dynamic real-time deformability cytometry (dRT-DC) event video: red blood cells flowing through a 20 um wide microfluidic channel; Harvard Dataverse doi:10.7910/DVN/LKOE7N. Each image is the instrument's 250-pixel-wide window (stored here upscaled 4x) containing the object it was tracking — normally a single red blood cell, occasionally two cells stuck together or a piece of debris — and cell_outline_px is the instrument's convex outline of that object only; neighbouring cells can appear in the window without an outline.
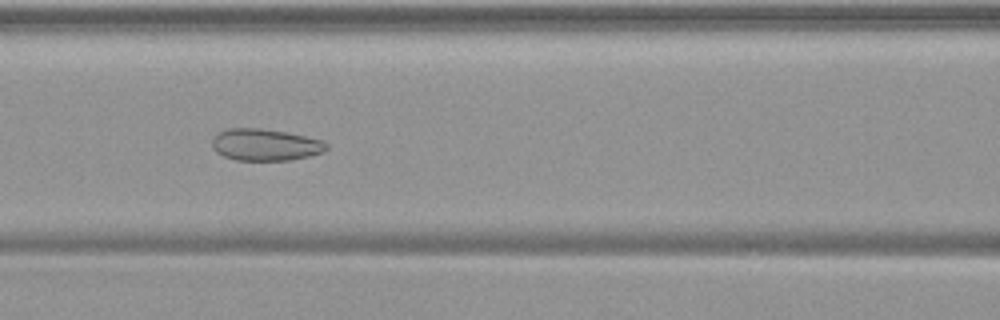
{"species": "common noctule bat (a hibernating species)", "species_latin": "Nyctalus noctula", "temperature_condition": "warm", "stored_images_in_passage": 55, "camera_frame_rate_fps": 3000, "um_per_image_px": 0.085, "animal": {"sex": "female", "body_mass_g": 19.9}, "frame": {"image": 1, "passage_image": 25, "time_ms": 8.0, "image_size_px": [1000, 320], "cell_outline_px": [[328, 148], [324, 152], [308, 156], [288, 160], [236, 160], [224, 156], [216, 152], [212, 148], [212, 140], [220, 132], [228, 128], [260, 128], [284, 132], [324, 140], [328, 144]], "centroid_in_image_um": [22.56, 12.31], "position_along_channel_um": 144.0, "area_um2": 21.1}}
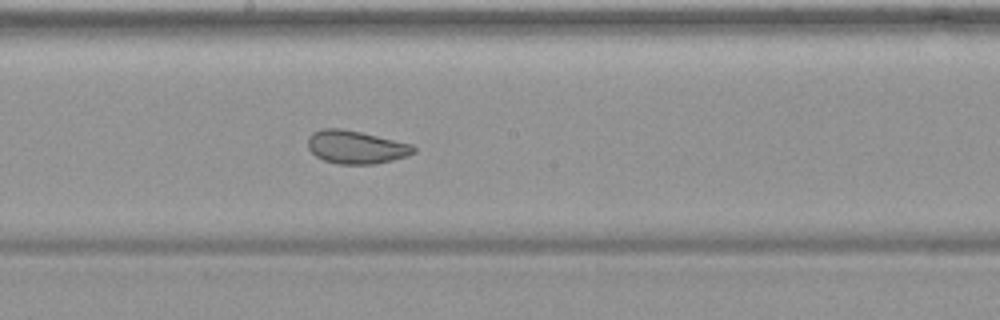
{"frame": {"image": 2, "passage_image": 31, "time_ms": 10.0, "image_size_px": [1000, 320], "cell_outline_px": [[416, 152], [408, 156], [376, 164], [340, 164], [324, 160], [316, 156], [308, 148], [308, 136], [312, 132], [320, 128], [340, 128], [360, 132], [412, 144], [416, 148]], "centroid_in_image_um": [30.25, 12.5], "position_along_channel_um": 217.9, "area_um2": 20.46}}
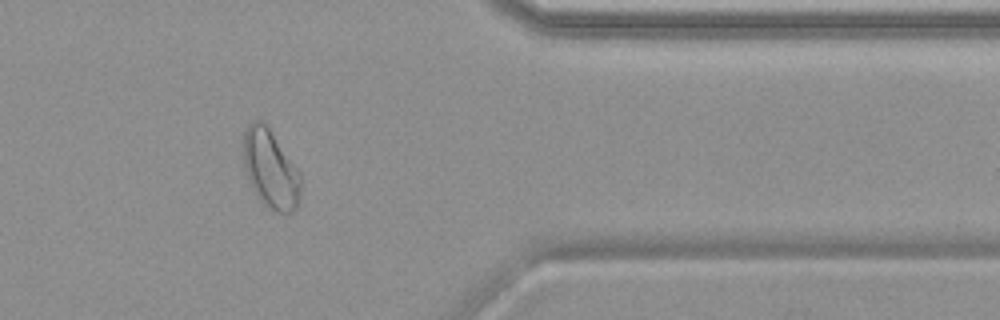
{"frame": {"image": 3, "passage_image": 46, "time_ms": 15.0, "image_size_px": [1000, 320], "cell_outline_px": [[300, 200], [296, 208], [292, 212], [276, 212], [264, 204], [256, 196], [252, 188], [244, 164], [244, 132], [248, 124], [252, 120], [260, 120], [268, 128], [300, 176]], "centroid_in_image_um": [22.97, 14.41], "position_along_channel_um": 388.4, "area_um2": 25.32}, "authors_computed_cell_mechanics": {"area_um2": 27.6862, "velocity_mm_per_s": 3.7148, "shape_relaxation_time_tau1_ms": null, "shape_relaxation_time_tau2_ms": 0.9594, "deformation_change_tau1": null, "deformation_change_tau2": 0.0697}}